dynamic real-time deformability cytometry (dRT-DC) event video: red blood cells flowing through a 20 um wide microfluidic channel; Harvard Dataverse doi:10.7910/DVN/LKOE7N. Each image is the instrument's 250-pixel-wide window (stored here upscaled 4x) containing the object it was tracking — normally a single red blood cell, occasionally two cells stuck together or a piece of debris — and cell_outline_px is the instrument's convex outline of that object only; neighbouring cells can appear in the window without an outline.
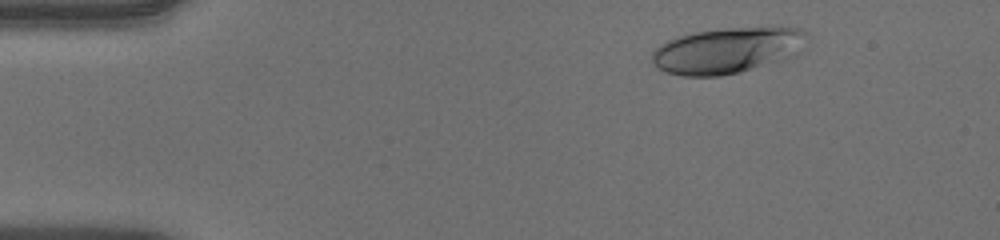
{"species": "human", "species_latin": "Homo sapiens", "temperature_condition": "warm", "stored_images_in_passage": 31, "camera_frame_rate_fps": 3000, "um_per_image_px": 0.085, "donor": {"sex": "male"}, "frame": {"image": 1, "passage_image": 5, "time_ms": 1.333, "image_size_px": [1000, 240], "cell_outline_px": [[812, 40], [808, 48], [796, 56], [740, 72], [720, 76], [680, 76], [664, 72], [656, 68], [652, 64], [652, 52], [660, 44], [676, 36], [692, 32], [724, 28], [768, 24], [800, 28], [808, 32]], "centroid_in_image_um": [61.97, 4.24], "position_along_channel_um": 23.0, "area_um2": 43.52}}
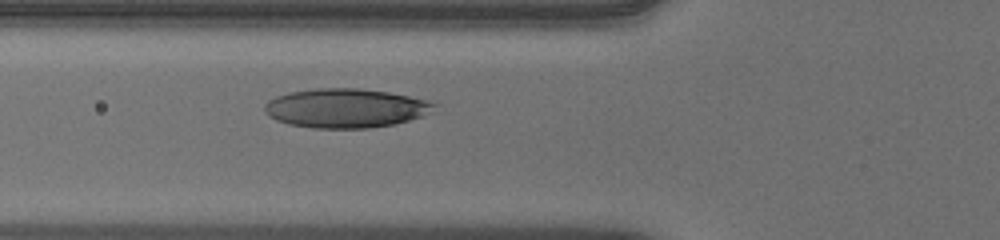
{"frame": {"image": 2, "passage_image": 17, "time_ms": 5.333, "image_size_px": [1000, 240], "cell_outline_px": [[440, 104], [432, 112], [424, 116], [396, 124], [368, 128], [312, 128], [288, 124], [276, 120], [268, 116], [264, 112], [264, 104], [268, 100], [276, 96], [288, 92], [316, 88], [360, 88], [388, 92], [428, 100]], "centroid_in_image_um": [29.4, 9.19], "position_along_channel_um": 96.4, "area_um2": 39.19}}
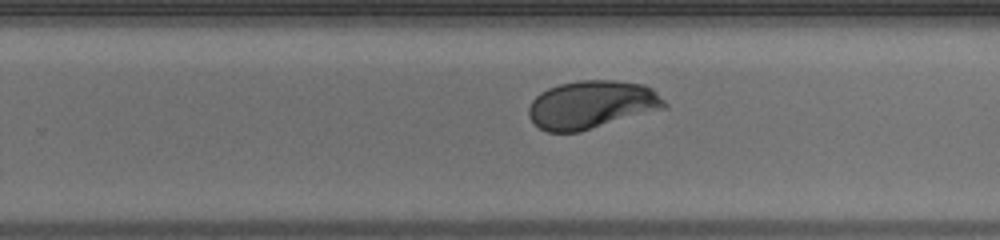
{"frame": {"image": 3, "passage_image": 31, "time_ms": 10.0, "image_size_px": [1000, 240], "cell_outline_px": [[668, 108], [580, 132], [548, 132], [540, 128], [528, 116], [528, 108], [532, 100], [540, 92], [548, 88], [560, 84], [580, 80], [616, 80], [644, 84], [652, 88], [668, 104]], "centroid_in_image_um": [50.32, 8.9], "position_along_channel_um": 279.5, "area_um2": 38.38}}